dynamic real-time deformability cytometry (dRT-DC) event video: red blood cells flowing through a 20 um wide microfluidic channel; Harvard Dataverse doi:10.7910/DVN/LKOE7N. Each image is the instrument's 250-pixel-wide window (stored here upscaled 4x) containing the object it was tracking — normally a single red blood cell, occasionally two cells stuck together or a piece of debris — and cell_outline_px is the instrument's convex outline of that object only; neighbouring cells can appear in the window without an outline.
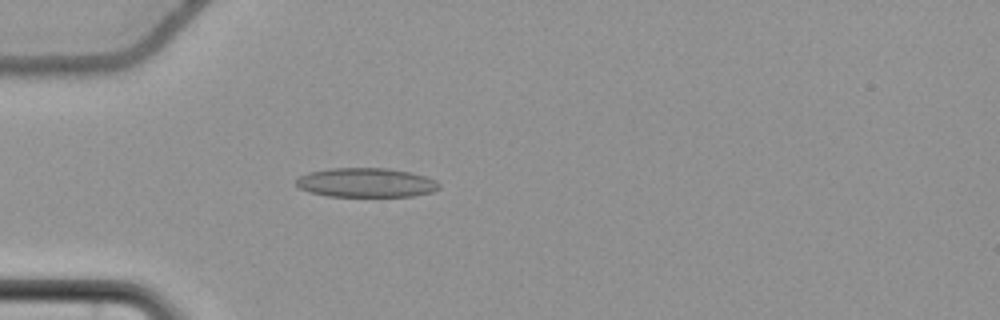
{"species": "common noctule bat (a hibernating species)", "species_latin": "Nyctalus noctula", "temperature_condition": "cold", "stored_images_in_passage": 48, "camera_frame_rate_fps": 3000, "um_per_image_px": 0.085, "animal": {"sex": "female", "body_mass_g": 22.7, "forearm_length_mm": 54.2}, "frame": {"image": 1, "passage_image": 9, "time_ms": 2.667, "image_size_px": [1000, 320], "cell_outline_px": [[440, 188], [432, 192], [412, 196], [328, 196], [308, 192], [300, 188], [296, 184], [296, 180], [300, 176], [308, 172], [332, 168], [388, 168], [412, 172], [436, 180], [440, 184]], "centroid_in_image_um": [31.13, 15.52], "position_along_channel_um": 53.9, "area_um2": 24.45}}
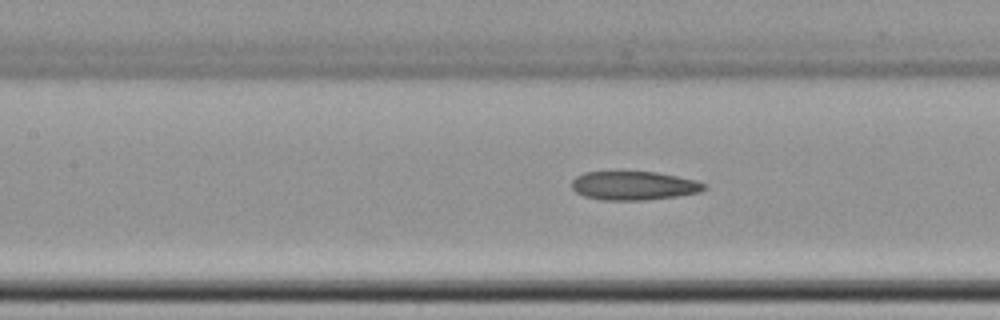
{"frame": {"image": 2, "passage_image": 18, "time_ms": 5.667, "image_size_px": [1000, 320], "cell_outline_px": [[708, 188], [700, 192], [676, 196], [644, 200], [604, 200], [584, 196], [576, 192], [572, 188], [572, 180], [576, 176], [584, 172], [656, 172], [696, 180], [708, 184]], "centroid_in_image_um": [53.9, 15.78], "position_along_channel_um": 153.5, "area_um2": 22.2}}
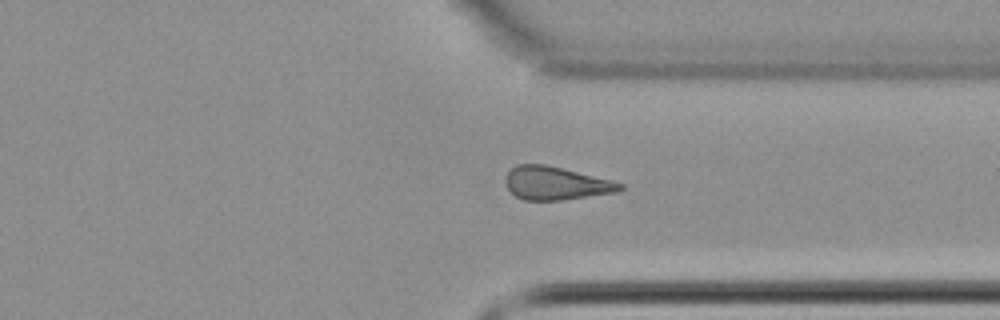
{"frame": {"image": 3, "passage_image": 35, "time_ms": 11.333, "image_size_px": [1000, 320], "cell_outline_px": [[624, 188], [616, 192], [560, 200], [524, 200], [516, 196], [508, 188], [504, 180], [508, 172], [516, 164], [544, 164], [612, 180], [624, 184]], "centroid_in_image_um": [47.24, 15.57], "position_along_channel_um": 364.2, "area_um2": 21.91}, "authors_computed_cell_mechanics": {"area_um2": 22.5131, "velocity_mm_per_s": 3.7155, "shape_relaxation_time_tau1_ms": null, "shape_relaxation_time_tau2_ms": 7.8632, "deformation_change_tau1": null, "deformation_change_tau2": 0.1856}}